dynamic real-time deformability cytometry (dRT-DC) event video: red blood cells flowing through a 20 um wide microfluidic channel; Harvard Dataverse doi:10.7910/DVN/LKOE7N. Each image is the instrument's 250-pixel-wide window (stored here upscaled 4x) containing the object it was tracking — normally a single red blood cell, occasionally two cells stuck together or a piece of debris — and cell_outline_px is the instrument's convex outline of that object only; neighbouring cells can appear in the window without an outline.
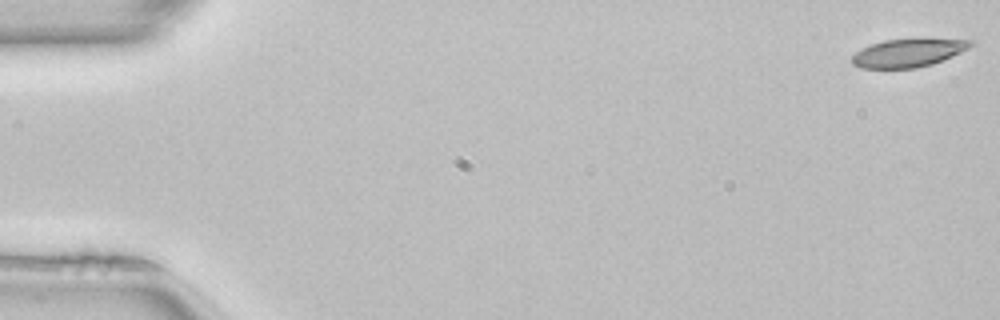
{"species": "common noctule bat (a hibernating species)", "species_latin": "Nyctalus noctula", "temperature_condition": "room temperature", "stored_images_in_passage": 49, "camera_frame_rate_fps": 3000, "um_per_image_px": 0.085, "animal": {"sex": "female", "body_mass_g": 22.7, "forearm_length_mm": 54.2}, "frame": {"image": 1, "passage_image": 1, "time_ms": 0.0, "image_size_px": [1000, 320], "cell_outline_px": [[976, 44], [952, 56], [932, 64], [916, 68], [860, 68], [852, 64], [852, 56], [856, 52], [872, 44], [884, 40], [976, 40]], "centroid_in_image_um": [77.19, 4.52], "position_along_channel_um": 7.8, "area_um2": 18.96}}
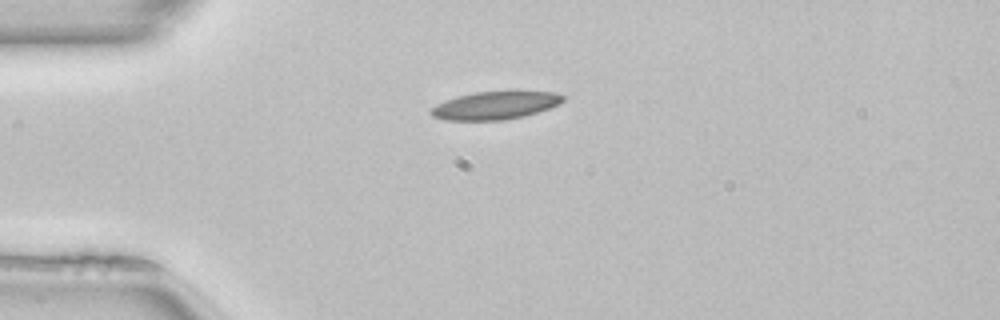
{"frame": {"image": 2, "passage_image": 13, "time_ms": 4.0, "image_size_px": [1000, 320], "cell_outline_px": [[564, 100], [560, 104], [524, 116], [504, 120], [444, 120], [432, 116], [428, 112], [428, 108], [444, 100], [456, 96], [476, 92], [512, 88], [552, 92], [564, 96]], "centroid_in_image_um": [42.08, 8.91], "position_along_channel_um": 42.9, "area_um2": 22.48}}
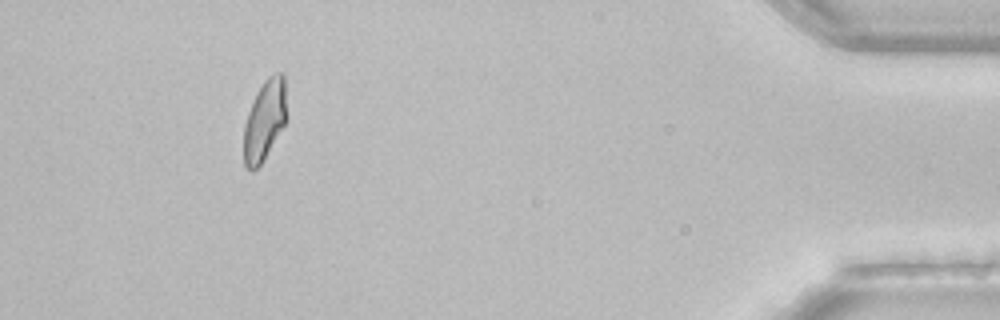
{"frame": {"image": 3, "passage_image": 47, "time_ms": 15.333, "image_size_px": [1000, 320], "cell_outline_px": [[288, 116], [284, 124], [264, 160], [256, 168], [248, 168], [244, 164], [244, 124], [248, 112], [256, 92], [264, 80], [268, 76], [276, 72], [284, 72]], "centroid_in_image_um": [22.52, 10.14], "position_along_channel_um": 412.7, "area_um2": 20.29}, "authors_computed_cell_mechanics": {"area_um2": 20.8658, "velocity_mm_per_s": 4.0522, "shape_relaxation_time_tau1_ms": 6.1667, "shape_relaxation_time_tau2_ms": 5.0217, "deformation_change_tau1": 0.1536, "deformation_change_tau2": 0.0876}}